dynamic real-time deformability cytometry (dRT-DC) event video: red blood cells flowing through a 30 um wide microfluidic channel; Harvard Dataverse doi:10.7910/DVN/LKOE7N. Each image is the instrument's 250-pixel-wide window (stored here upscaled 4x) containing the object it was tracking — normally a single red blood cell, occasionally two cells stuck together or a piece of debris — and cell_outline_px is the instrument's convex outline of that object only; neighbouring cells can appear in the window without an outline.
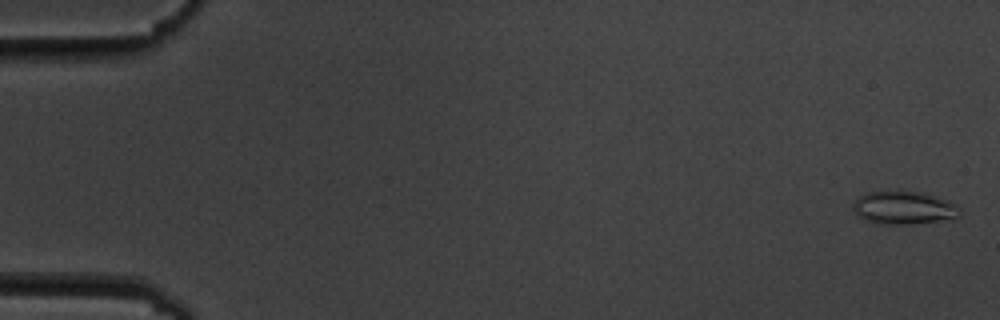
{"species": "common noctule bat (a hibernating species)", "species_latin": "Nyctalus noctula", "temperature_condition": "cold", "stored_images_in_passage": 6, "camera_frame_rate_fps": 3000, "um_per_image_px": 0.085, "animal": {"sex": "male", "body_mass_g": 19.5, "forearm_length_mm": 54.6}, "frame": {"image": 1, "passage_image": 1, "time_ms": 0.0, "image_size_px": [1000, 320], "cell_outline_px": [[960, 216], [956, 220], [908, 224], [880, 224], [864, 220], [852, 208], [852, 204], [864, 192], [900, 188], [920, 192], [936, 196], [956, 204], [960, 208]], "centroid_in_image_um": [76.85, 17.63], "position_along_channel_um": 8.1, "area_um2": 21.5}}
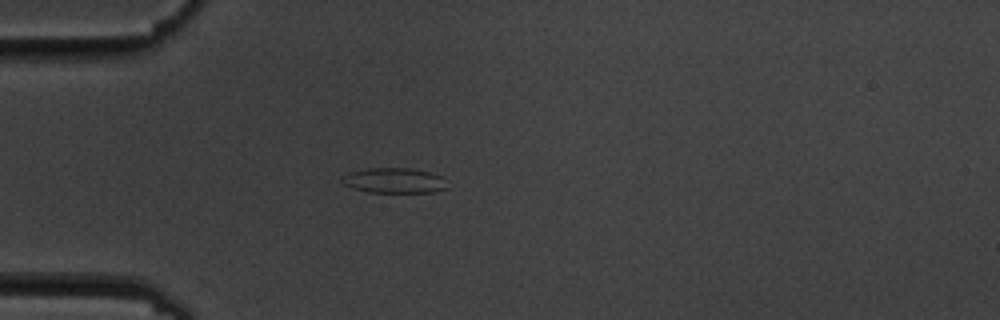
{"frame": {"image": 2, "passage_image": 5, "time_ms": 5.0, "image_size_px": [1000, 320], "cell_outline_px": [[448, 188], [432, 192], [368, 192], [352, 188], [340, 184], [340, 180], [348, 172], [368, 168], [412, 168], [428, 172], [440, 176]], "centroid_in_image_um": [33.43, 15.34], "position_along_channel_um": 51.6, "area_um2": 15.43}}